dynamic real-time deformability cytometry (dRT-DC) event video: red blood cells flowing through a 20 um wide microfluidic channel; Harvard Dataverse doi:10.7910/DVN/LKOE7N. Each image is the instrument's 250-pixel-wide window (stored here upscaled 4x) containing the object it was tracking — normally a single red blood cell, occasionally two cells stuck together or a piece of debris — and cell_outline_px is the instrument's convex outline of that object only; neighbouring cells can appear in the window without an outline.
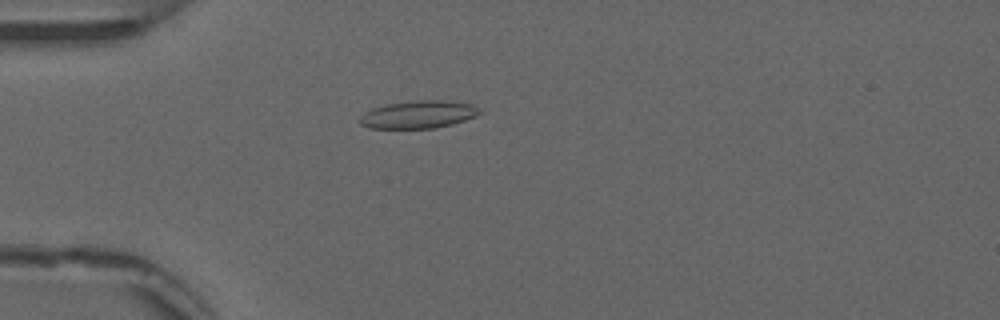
{"species": "common noctule bat (a hibernating species)", "species_latin": "Nyctalus noctula", "temperature_condition": "warm", "stored_images_in_passage": 53, "camera_frame_rate_fps": 3000, "um_per_image_px": 0.085, "animal": {"sex": "male", "forearm_length_mm": 52.5}, "frame": {"image": 1, "passage_image": 15, "time_ms": 4.667, "image_size_px": [1000, 320], "cell_outline_px": [[484, 112], [476, 116], [452, 124], [432, 128], [368, 128], [360, 124], [360, 116], [372, 108], [384, 104], [416, 100], [444, 100], [472, 104]], "centroid_in_image_um": [35.57, 9.72], "position_along_channel_um": 49.4, "area_um2": 19.36}}
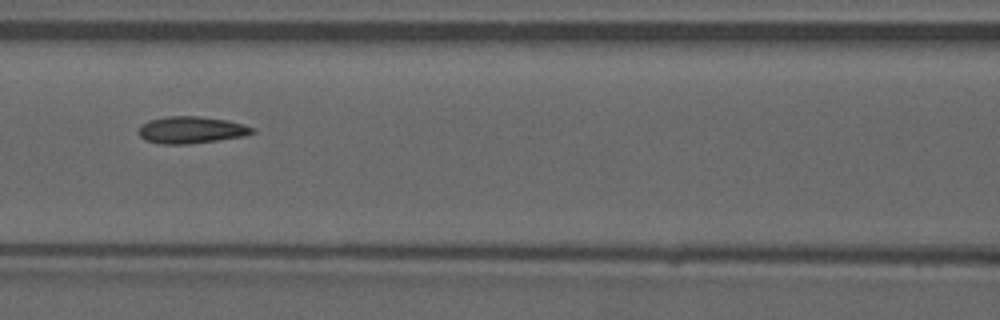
{"frame": {"image": 2, "passage_image": 24, "time_ms": 7.667, "image_size_px": [1000, 320], "cell_outline_px": [[256, 132], [244, 136], [188, 144], [160, 144], [144, 140], [136, 132], [140, 124], [148, 120], [164, 116], [200, 116], [228, 120], [244, 124], [256, 128]], "centroid_in_image_um": [16.22, 11.03], "position_along_channel_um": 150.4, "area_um2": 18.21}}
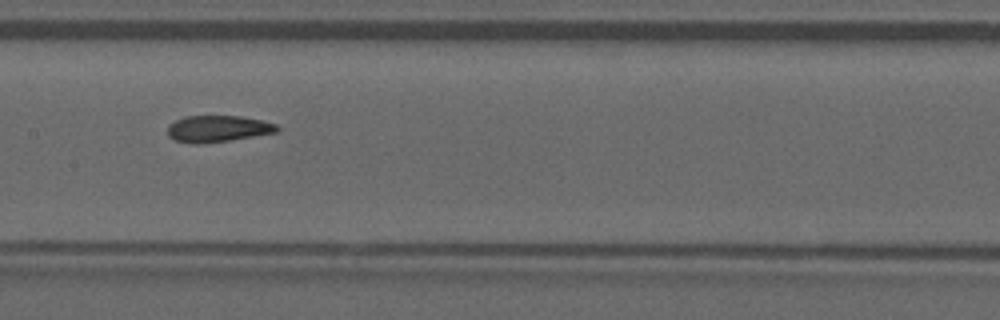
{"frame": {"image": 3, "passage_image": 27, "time_ms": 8.667, "image_size_px": [1000, 320], "cell_outline_px": [[280, 128], [276, 132], [228, 140], [176, 140], [168, 136], [168, 124], [184, 116], [240, 116], [260, 120], [276, 124]], "centroid_in_image_um": [18.55, 10.88], "position_along_channel_um": 188.8, "area_um2": 15.9}, "authors_computed_cell_mechanics": {"area_um2": 17.34, "velocity_mm_per_s": 3.8574, "shape_relaxation_time_tau1_ms": null, "shape_relaxation_time_tau2_ms": 2.0664, "deformation_change_tau1": null, "deformation_change_tau2": 0.0513}}